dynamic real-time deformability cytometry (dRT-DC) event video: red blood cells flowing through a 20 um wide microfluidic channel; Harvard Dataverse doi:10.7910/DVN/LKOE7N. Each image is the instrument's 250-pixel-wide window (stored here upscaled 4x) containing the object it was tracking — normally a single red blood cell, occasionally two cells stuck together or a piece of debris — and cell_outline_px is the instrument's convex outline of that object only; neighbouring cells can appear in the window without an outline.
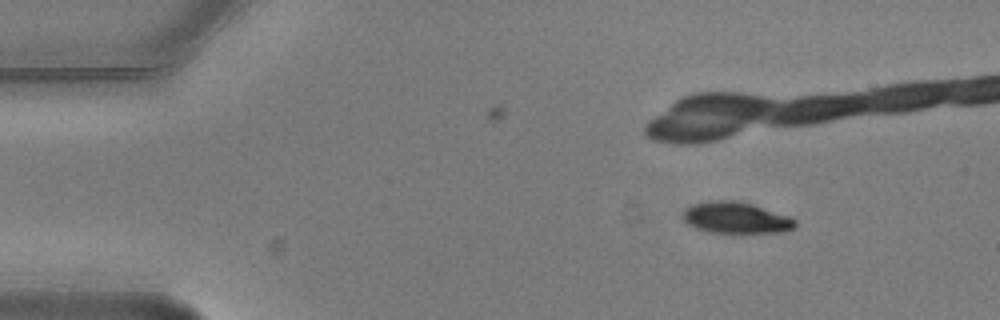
{"species": "common noctule bat (a hibernating species)", "species_latin": "Nyctalus noctula", "temperature_condition": "warm", "stored_images_in_passage": 7, "camera_frame_rate_fps": 3000, "um_per_image_px": 0.085, "animal": {"sex": "male", "body_mass_g": 20.5, "forearm_length_mm": 52.5}, "frame": {"image": 1, "passage_image": 2, "time_ms": 0.333, "image_size_px": [1000, 320], "cell_outline_px": [[796, 224], [792, 228], [784, 232], [740, 236], [708, 232], [696, 228], [688, 224], [680, 216], [684, 208], [692, 204], [716, 200], [732, 200], [752, 204], [792, 216], [796, 220]], "centroid_in_image_um": [62.57, 18.56], "position_along_channel_um": 22.4, "area_um2": 21.68}}
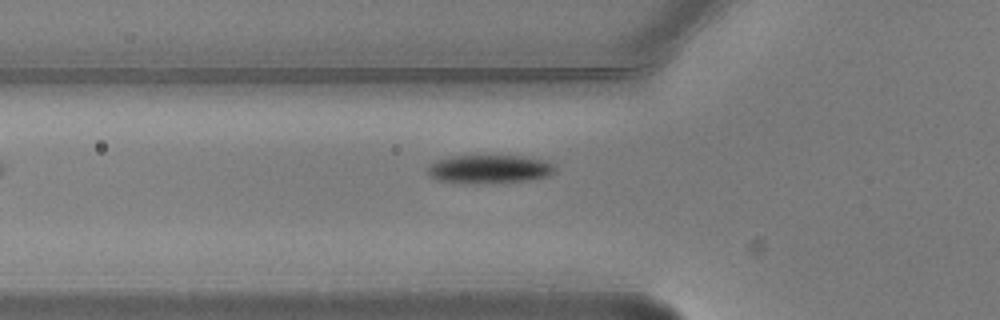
{"frame": {"image": 2, "passage_image": 7, "time_ms": 2.0, "image_size_px": [1000, 320], "cell_outline_px": [[556, 168], [552, 172], [544, 176], [524, 180], [436, 180], [428, 172], [428, 168], [436, 160], [452, 156], [520, 156], [544, 160], [552, 164]], "centroid_in_image_um": [41.6, 14.3], "position_along_channel_um": 84.2, "area_um2": 19.36}}